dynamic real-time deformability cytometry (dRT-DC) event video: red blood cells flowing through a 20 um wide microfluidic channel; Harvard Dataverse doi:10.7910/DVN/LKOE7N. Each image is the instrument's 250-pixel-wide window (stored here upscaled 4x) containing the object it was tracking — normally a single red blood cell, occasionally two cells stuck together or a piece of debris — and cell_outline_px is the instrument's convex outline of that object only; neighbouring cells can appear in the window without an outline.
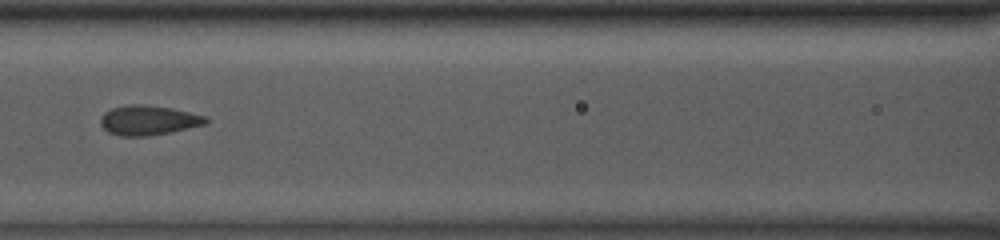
{"species": "common noctule bat (a hibernating species)", "species_latin": "Nyctalus noctula", "temperature_condition": "room temperature", "stored_images_in_passage": 15, "camera_frame_rate_fps": 3000, "um_per_image_px": 0.085, "animal": {"sex": "male", "body_mass_g": 13.0, "forearm_length_mm": 53.1}, "frame": {"image": 1, "passage_image": 9, "time_ms": 2.667, "image_size_px": [1000, 240], "cell_outline_px": [[208, 124], [148, 136], [120, 136], [108, 132], [100, 124], [100, 116], [104, 112], [112, 108], [132, 104], [144, 104], [172, 108], [208, 116]], "centroid_in_image_um": [12.62, 10.21], "position_along_channel_um": 154.0, "area_um2": 18.32}}